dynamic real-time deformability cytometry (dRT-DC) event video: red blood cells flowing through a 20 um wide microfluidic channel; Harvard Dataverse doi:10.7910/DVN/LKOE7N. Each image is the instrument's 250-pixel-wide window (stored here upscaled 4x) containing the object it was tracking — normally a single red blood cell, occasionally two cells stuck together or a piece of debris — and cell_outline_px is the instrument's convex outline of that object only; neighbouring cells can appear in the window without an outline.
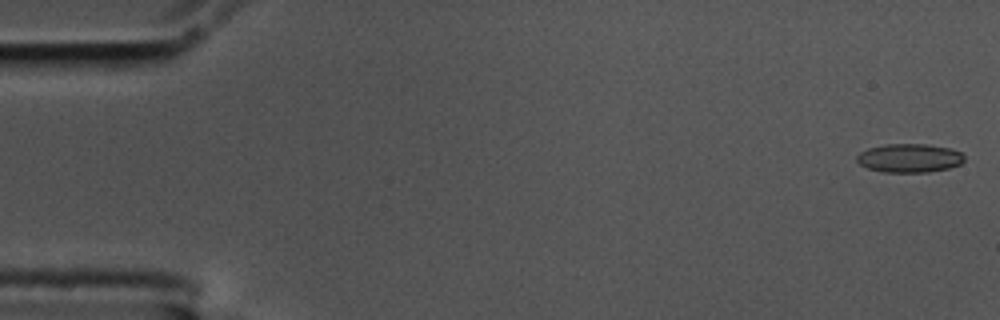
{"species": "common noctule bat (a hibernating species)", "species_latin": "Nyctalus noctula", "temperature_condition": "cold", "stored_images_in_passage": 57, "camera_frame_rate_fps": 3000, "um_per_image_px": 0.085, "animal": {"sex": "male", "body_mass_g": 17.5, "forearm_length_mm": 52.3}, "frame": {"image": 1, "passage_image": 1, "time_ms": 0.0, "image_size_px": [1000, 320], "cell_outline_px": [[964, 160], [960, 164], [948, 168], [928, 172], [884, 172], [868, 168], [860, 164], [856, 160], [856, 156], [860, 152], [868, 148], [884, 144], [924, 144], [952, 148], [960, 152], [964, 156]], "centroid_in_image_um": [77.29, 13.43], "position_along_channel_um": 7.7, "area_um2": 17.98}}
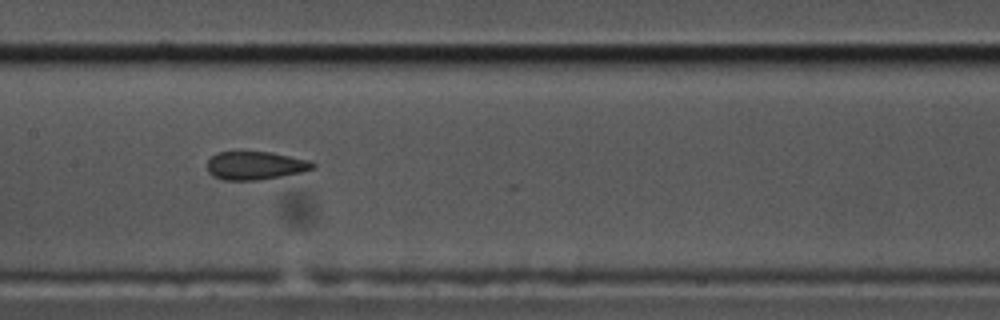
{"frame": {"image": 2, "passage_image": 28, "time_ms": 9.0, "image_size_px": [1000, 320], "cell_outline_px": [[316, 168], [300, 172], [260, 180], [224, 180], [212, 176], [208, 172], [208, 160], [216, 152], [272, 152], [312, 160], [316, 164]], "centroid_in_image_um": [21.73, 14.07], "position_along_channel_um": 185.7, "area_um2": 17.51}}
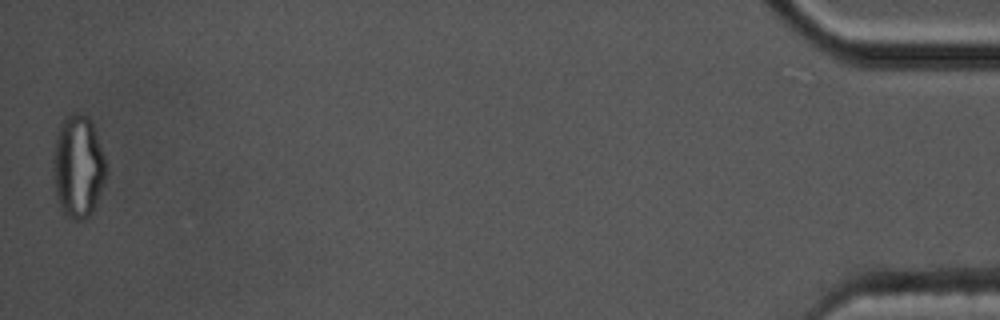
{"frame": {"image": 3, "passage_image": 57, "time_ms": 18.667, "image_size_px": [1000, 320], "cell_outline_px": [[104, 180], [96, 204], [92, 212], [84, 220], [76, 220], [68, 216], [64, 212], [56, 196], [52, 176], [52, 160], [56, 136], [60, 124], [72, 112], [76, 112], [88, 116], [92, 120], [104, 156]], "centroid_in_image_um": [6.61, 14.13], "position_along_channel_um": 428.6, "area_um2": 31.5}, "authors_computed_cell_mechanics": {"area_um2": 18.1492, "velocity_mm_per_s": 3.4891, "shape_relaxation_time_tau1_ms": null, "shape_relaxation_time_tau2_ms": 0.8163, "deformation_change_tau1": null, "deformation_change_tau2": 0.0614}}